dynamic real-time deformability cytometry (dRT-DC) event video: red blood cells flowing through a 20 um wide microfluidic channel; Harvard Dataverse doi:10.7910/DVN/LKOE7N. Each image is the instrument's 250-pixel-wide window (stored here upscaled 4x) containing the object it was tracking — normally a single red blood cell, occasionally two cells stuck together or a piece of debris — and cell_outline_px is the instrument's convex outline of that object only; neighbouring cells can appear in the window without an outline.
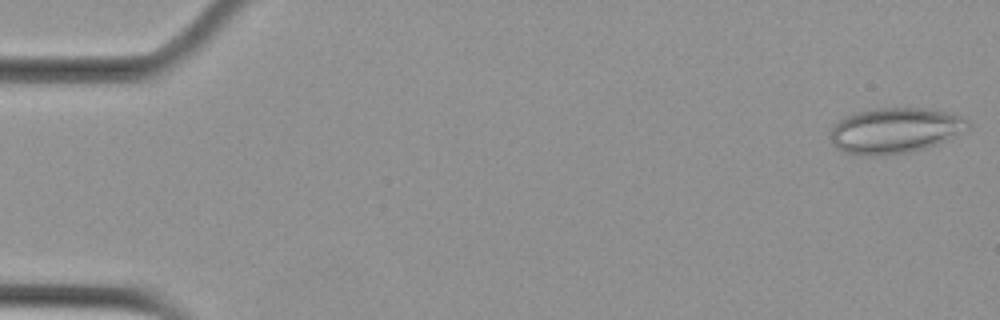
{"species": "Egyptian fruit bat (a non-hibernating species)", "species_latin": "Rousettus aegyptiacus", "temperature_condition": "cold", "stored_images_in_passage": 4, "camera_frame_rate_fps": 3000, "um_per_image_px": 0.085, "animal": {"sex": "female"}, "frame": {"image": 1, "passage_image": 1, "time_ms": 0.0, "image_size_px": [1000, 320], "cell_outline_px": [[972, 124], [968, 128], [936, 144], [924, 148], [908, 152], [876, 156], [856, 156], [844, 152], [836, 148], [832, 144], [828, 136], [832, 128], [844, 116], [856, 112], [876, 108], [920, 108], [944, 112], [960, 116], [968, 120]], "centroid_in_image_um": [75.99, 11.1], "position_along_channel_um": 9.0, "area_um2": 36.41}}